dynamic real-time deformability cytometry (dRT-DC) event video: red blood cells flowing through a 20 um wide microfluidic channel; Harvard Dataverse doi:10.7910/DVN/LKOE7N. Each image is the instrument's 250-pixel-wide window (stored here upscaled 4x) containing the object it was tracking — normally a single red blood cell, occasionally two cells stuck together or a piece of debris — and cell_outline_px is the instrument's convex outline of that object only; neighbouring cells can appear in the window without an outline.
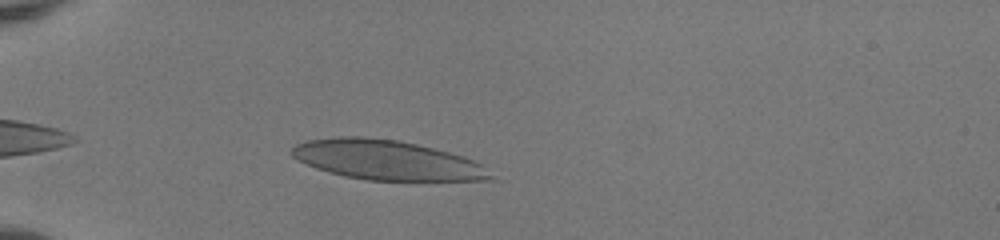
{"species": "human", "species_latin": "Homo sapiens", "temperature_condition": "room temperature", "stored_images_in_passage": 35, "camera_frame_rate_fps": 3000, "um_per_image_px": 0.085, "donor": {"sex": "female"}, "frame": {"image": 1, "passage_image": 3, "time_ms": 0.667, "image_size_px": [1000, 240], "cell_outline_px": [[500, 180], [368, 180], [344, 176], [328, 172], [316, 168], [292, 156], [288, 152], [296, 144], [308, 140], [336, 136], [364, 136], [396, 140], [416, 144], [464, 156], [476, 160]], "centroid_in_image_um": [32.9, 13.6], "position_along_channel_um": 52.1, "area_um2": 46.01}}
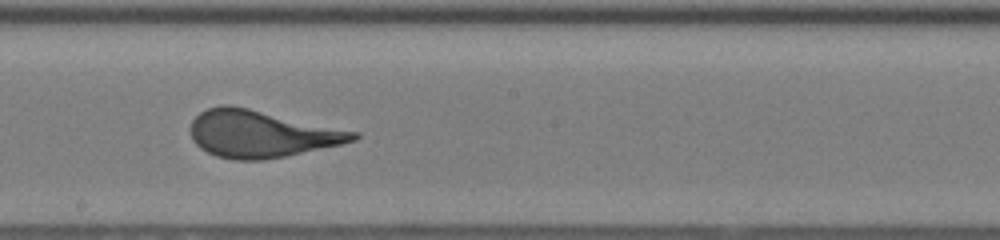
{"frame": {"image": 2, "passage_image": 18, "time_ms": 5.667, "image_size_px": [1000, 240], "cell_outline_px": [[360, 136], [356, 140], [340, 144], [284, 156], [260, 160], [236, 160], [216, 156], [200, 148], [192, 140], [192, 120], [200, 112], [208, 108], [220, 104], [228, 104], [248, 108], [360, 132]], "centroid_in_image_um": [22.2, 11.37], "position_along_channel_um": 226.0, "area_um2": 44.27}}
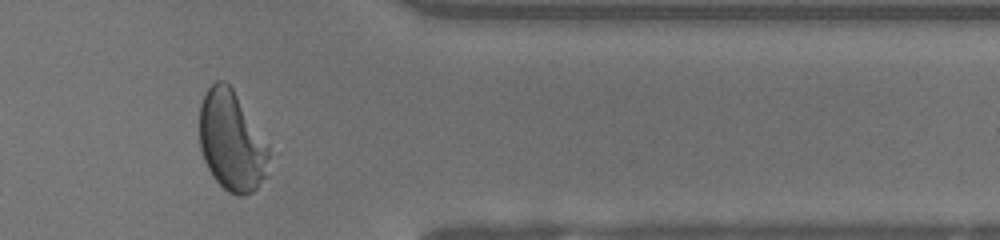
{"frame": {"image": 3, "passage_image": 31, "time_ms": 10.0, "image_size_px": [1000, 240], "cell_outline_px": [[280, 152], [268, 176], [252, 192], [244, 196], [236, 196], [228, 192], [212, 176], [204, 160], [200, 148], [200, 104], [208, 88], [216, 80], [224, 80], [232, 88]], "centroid_in_image_um": [19.88, 12.03], "position_along_channel_um": 391.5, "area_um2": 43.18}}